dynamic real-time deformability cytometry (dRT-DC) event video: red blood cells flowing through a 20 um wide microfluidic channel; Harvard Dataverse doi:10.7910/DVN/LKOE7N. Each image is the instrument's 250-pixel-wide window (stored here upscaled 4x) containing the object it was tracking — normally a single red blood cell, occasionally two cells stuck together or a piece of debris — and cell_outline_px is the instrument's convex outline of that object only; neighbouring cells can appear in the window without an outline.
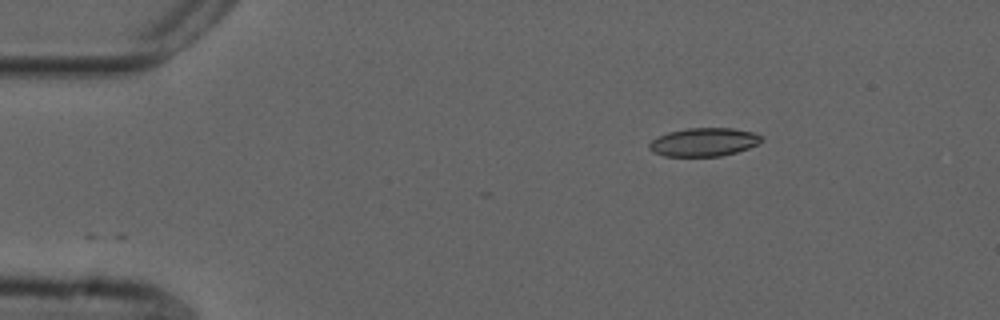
{"species": "common noctule bat (a hibernating species)", "species_latin": "Nyctalus noctula", "temperature_condition": "cold", "stored_images_in_passage": 47, "camera_frame_rate_fps": 3000, "um_per_image_px": 0.085, "animal": {"sex": "male", "forearm_length_mm": 52.5}, "frame": {"image": 1, "passage_image": 1, "time_ms": 0.0, "image_size_px": [1000, 320], "cell_outline_px": [[764, 140], [748, 148], [736, 152], [720, 156], [664, 156], [652, 152], [648, 148], [648, 144], [652, 140], [668, 132], [688, 128], [732, 128], [752, 132], [764, 136]], "centroid_in_image_um": [59.83, 12.08], "position_along_channel_um": 25.2, "area_um2": 18.55}}
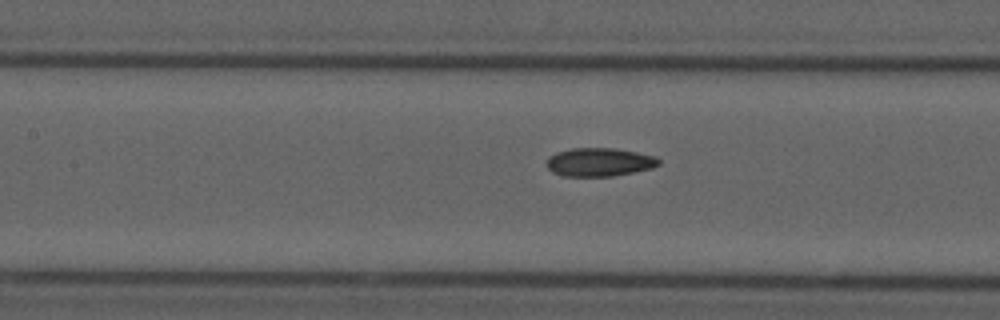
{"frame": {"image": 2, "passage_image": 17, "time_ms": 5.333, "image_size_px": [1000, 320], "cell_outline_px": [[660, 164], [652, 168], [612, 176], [560, 176], [552, 172], [548, 168], [548, 156], [556, 152], [572, 148], [612, 148], [636, 152], [656, 156], [660, 160]], "centroid_in_image_um": [50.93, 13.78], "position_along_channel_um": 156.5, "area_um2": 18.55}}
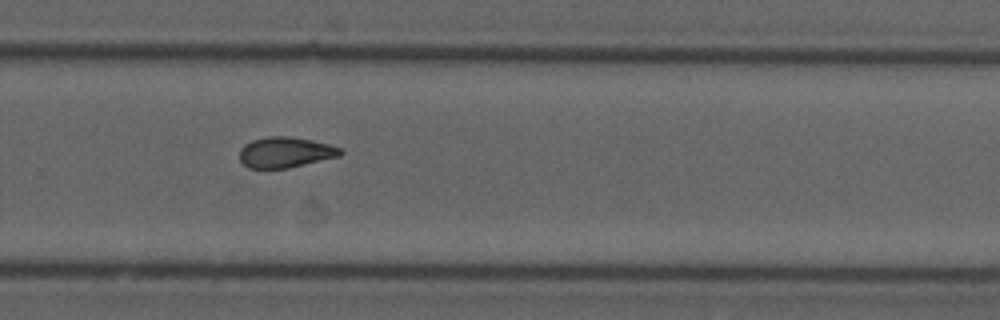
{"frame": {"image": 3, "passage_image": 29, "time_ms": 9.333, "image_size_px": [1000, 320], "cell_outline_px": [[344, 152], [340, 156], [288, 168], [248, 168], [240, 160], [240, 148], [244, 144], [252, 140], [268, 136], [288, 136], [312, 140], [328, 144], [340, 148]], "centroid_in_image_um": [24.25, 12.94], "position_along_channel_um": 305.6, "area_um2": 17.98}, "authors_computed_cell_mechanics": {"area_um2": 18.3804, "velocity_mm_per_s": 3.7434, "shape_relaxation_time_tau1_ms": 9.7816, "shape_relaxation_time_tau2_ms": 3.2982, "deformation_change_tau1": 0.1957, "deformation_change_tau2": 0.0959}}